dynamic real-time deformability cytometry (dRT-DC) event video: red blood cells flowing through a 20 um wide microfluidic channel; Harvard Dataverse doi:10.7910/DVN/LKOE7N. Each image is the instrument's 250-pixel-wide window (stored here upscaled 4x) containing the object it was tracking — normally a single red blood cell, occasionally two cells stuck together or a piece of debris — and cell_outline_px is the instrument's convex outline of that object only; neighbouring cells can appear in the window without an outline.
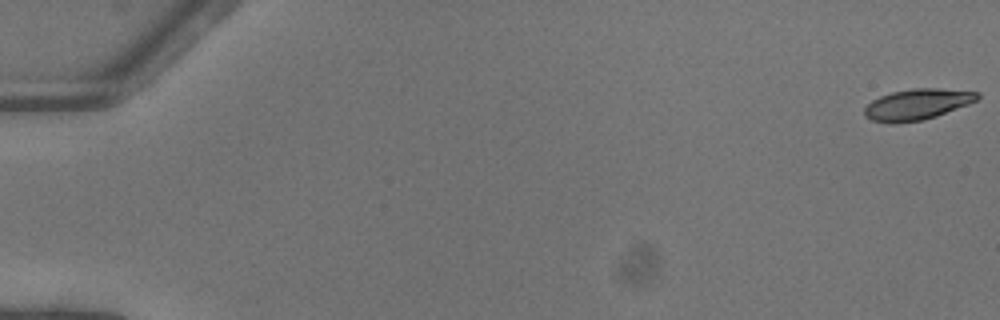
{"species": "common noctule bat (a hibernating species)", "species_latin": "Nyctalus noctula", "temperature_condition": "warm", "stored_images_in_passage": 52, "camera_frame_rate_fps": 3000, "um_per_image_px": 0.085, "animal": {"sex": "female"}, "frame": {"image": 1, "passage_image": 1, "time_ms": 0.0, "image_size_px": [1000, 320], "cell_outline_px": [[980, 96], [976, 100], [968, 104], [936, 116], [924, 120], [892, 124], [872, 120], [864, 116], [864, 108], [872, 100], [880, 96], [892, 92], [912, 88], [936, 88], [980, 92]], "centroid_in_image_um": [77.93, 8.87], "position_along_channel_um": 7.1, "area_um2": 20.35}}
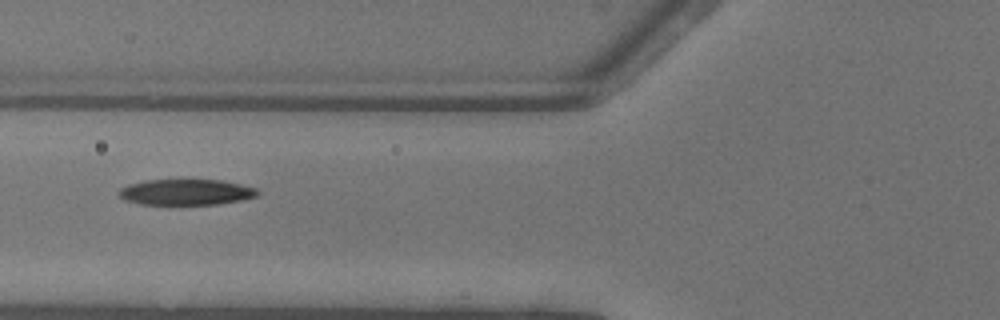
{"frame": {"image": 2, "passage_image": 22, "time_ms": 7.0, "image_size_px": [1000, 320], "cell_outline_px": [[260, 192], [256, 196], [240, 200], [220, 204], [140, 204], [124, 200], [116, 192], [120, 188], [128, 184], [144, 180], [220, 180], [240, 184], [256, 188]], "centroid_in_image_um": [15.77, 16.33], "position_along_channel_um": 110.0, "area_um2": 20.87}}
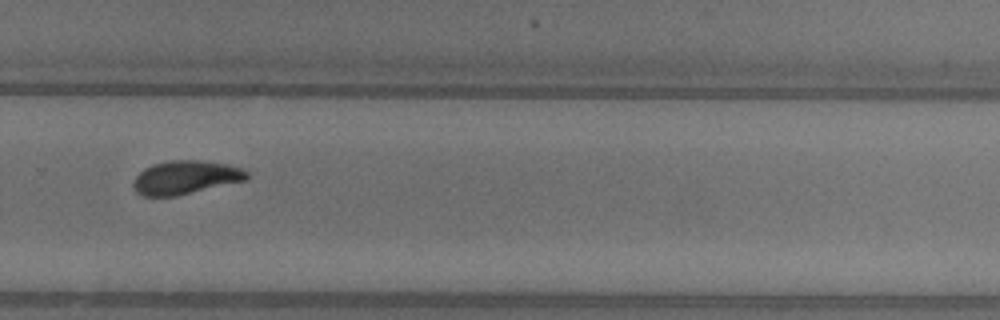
{"frame": {"image": 3, "passage_image": 37, "time_ms": 12.0, "image_size_px": [1000, 320], "cell_outline_px": [[248, 180], [176, 196], [144, 196], [136, 192], [132, 184], [136, 176], [144, 168], [152, 164], [172, 160], [200, 160], [228, 164], [244, 168], [248, 172]], "centroid_in_image_um": [15.8, 15.08], "position_along_channel_um": 314.0, "area_um2": 22.37}, "authors_computed_cell_mechanics": {"area_um2": 21.6172, "velocity_mm_per_s": 4.0848, "shape_relaxation_time_tau1_ms": 4.3243, "shape_relaxation_time_tau2_ms": 4.2587, "deformation_change_tau1": 0.1647, "deformation_change_tau2": 0.1062}}